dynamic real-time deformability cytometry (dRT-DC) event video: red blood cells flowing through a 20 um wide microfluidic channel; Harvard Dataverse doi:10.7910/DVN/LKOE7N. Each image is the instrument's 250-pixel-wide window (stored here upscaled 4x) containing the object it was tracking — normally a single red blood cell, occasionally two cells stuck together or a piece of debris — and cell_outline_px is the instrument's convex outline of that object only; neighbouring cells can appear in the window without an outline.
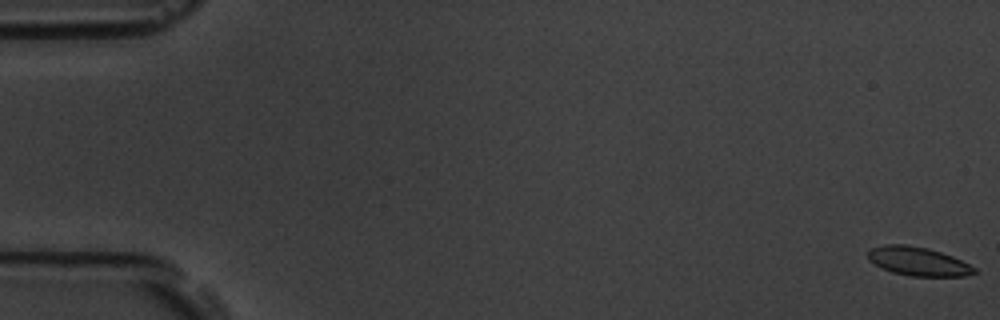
{"species": "common noctule bat (a hibernating species)", "species_latin": "Nyctalus noctula", "temperature_condition": "room temperature", "stored_images_in_passage": 16, "camera_frame_rate_fps": 3000, "um_per_image_px": 0.085, "animal": {"sex": "male", "body_mass_g": 19.5, "forearm_length_mm": 54.6}, "frame": {"image": 1, "passage_image": 1, "time_ms": 0.0, "image_size_px": [1000, 320], "cell_outline_px": [[980, 272], [964, 276], [912, 276], [892, 272], [868, 260], [868, 252], [872, 248], [884, 244], [904, 244], [928, 248], [952, 256], [976, 268]], "centroid_in_image_um": [78.06, 22.21], "position_along_channel_um": 6.9, "area_um2": 17.69}}
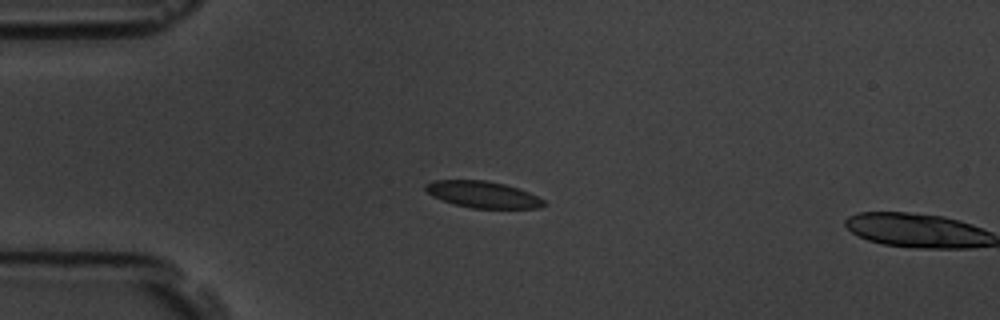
{"frame": {"image": 2, "passage_image": 15, "time_ms": 4.667, "image_size_px": [1000, 320], "cell_outline_px": [[548, 204], [540, 208], [472, 208], [456, 204], [432, 196], [424, 188], [424, 184], [432, 180], [488, 180], [504, 184], [528, 192], [544, 200]], "centroid_in_image_um": [41.04, 16.52], "position_along_channel_um": 44.0, "area_um2": 18.21}}